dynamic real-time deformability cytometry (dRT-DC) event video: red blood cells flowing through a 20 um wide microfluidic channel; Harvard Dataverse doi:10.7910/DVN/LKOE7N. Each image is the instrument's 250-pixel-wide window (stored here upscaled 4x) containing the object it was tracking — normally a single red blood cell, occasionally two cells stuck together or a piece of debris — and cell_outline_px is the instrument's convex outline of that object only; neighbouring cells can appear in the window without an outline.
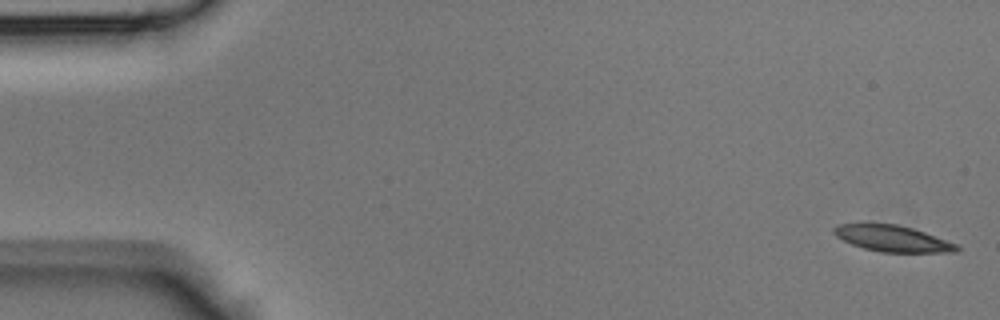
{"species": "Egyptian fruit bat (a non-hibernating species)", "species_latin": "Rousettus aegyptiacus", "temperature_condition": "room temperature", "stored_images_in_passage": 43, "camera_frame_rate_fps": 3000, "um_per_image_px": 0.085, "animal": {"sex": "male"}, "frame": {"image": 1, "passage_image": 1, "time_ms": 0.0, "image_size_px": [1000, 320], "cell_outline_px": [[960, 248], [956, 252], [880, 252], [864, 248], [852, 244], [836, 236], [832, 232], [832, 228], [836, 224], [864, 220], [896, 224], [912, 228], [960, 244]], "centroid_in_image_um": [75.79, 20.22], "position_along_channel_um": 9.2, "area_um2": 19.59}}
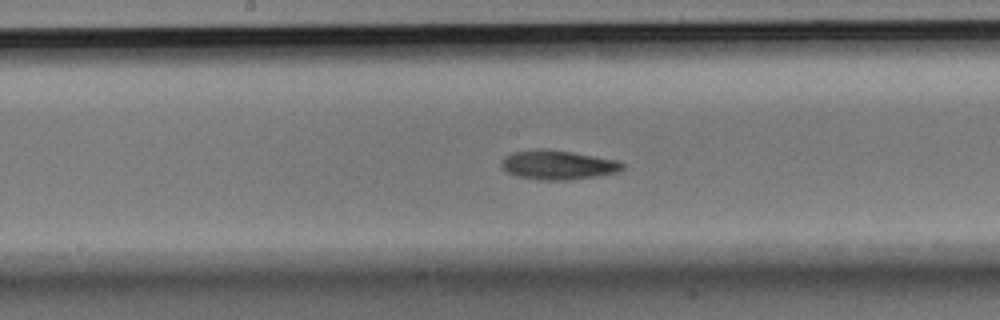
{"frame": {"image": 2, "passage_image": 22, "time_ms": 7.0, "image_size_px": [1000, 320], "cell_outline_px": [[624, 168], [616, 172], [596, 176], [568, 180], [540, 180], [516, 176], [508, 172], [500, 164], [504, 156], [512, 152], [540, 148], [572, 152], [616, 160], [624, 164]], "centroid_in_image_um": [47.39, 14.01], "position_along_channel_um": 200.8, "area_um2": 20.52}}
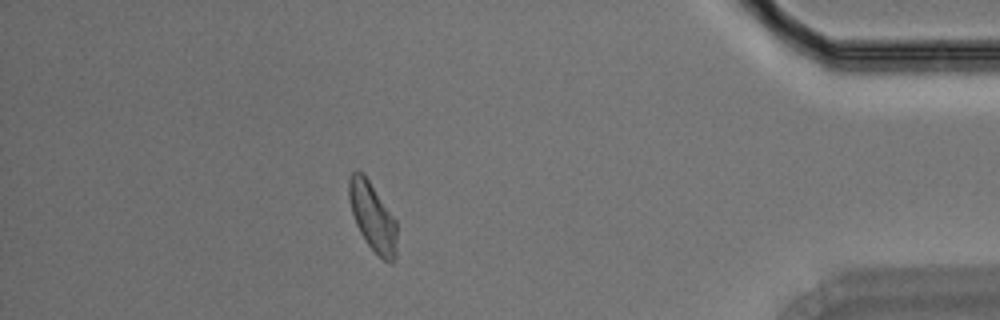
{"frame": {"image": 3, "passage_image": 38, "time_ms": 12.333, "image_size_px": [1000, 320], "cell_outline_px": [[396, 260], [392, 264], [384, 260], [368, 244], [360, 232], [356, 224], [352, 212], [348, 196], [348, 180], [352, 172], [356, 168], [368, 180], [396, 220]], "centroid_in_image_um": [31.67, 18.44], "position_along_channel_um": 403.5, "area_um2": 18.84}}